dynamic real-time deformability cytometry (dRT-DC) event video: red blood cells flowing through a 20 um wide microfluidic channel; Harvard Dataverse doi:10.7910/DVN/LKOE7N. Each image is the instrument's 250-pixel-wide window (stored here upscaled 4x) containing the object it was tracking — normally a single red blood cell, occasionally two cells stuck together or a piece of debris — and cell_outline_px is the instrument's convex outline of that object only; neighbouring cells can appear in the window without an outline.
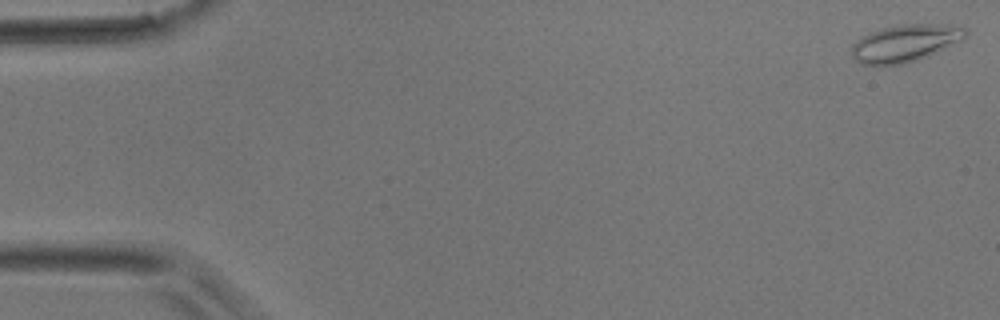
{"species": "common noctule bat (a hibernating species)", "species_latin": "Nyctalus noctula", "temperature_condition": "room temperature", "stored_images_in_passage": 3, "camera_frame_rate_fps": 3000, "um_per_image_px": 0.085, "animal": {"sex": "male", "body_mass_g": 17.9}, "frame": {"image": 1, "passage_image": 1, "time_ms": 0.0, "image_size_px": [1000, 320], "cell_outline_px": [[968, 36], [964, 40], [928, 56], [904, 64], [860, 64], [852, 56], [852, 44], [860, 36], [868, 32], [880, 28], [904, 24], [952, 24], [968, 28]], "centroid_in_image_um": [76.99, 3.64], "position_along_channel_um": 8.0, "area_um2": 25.09}}